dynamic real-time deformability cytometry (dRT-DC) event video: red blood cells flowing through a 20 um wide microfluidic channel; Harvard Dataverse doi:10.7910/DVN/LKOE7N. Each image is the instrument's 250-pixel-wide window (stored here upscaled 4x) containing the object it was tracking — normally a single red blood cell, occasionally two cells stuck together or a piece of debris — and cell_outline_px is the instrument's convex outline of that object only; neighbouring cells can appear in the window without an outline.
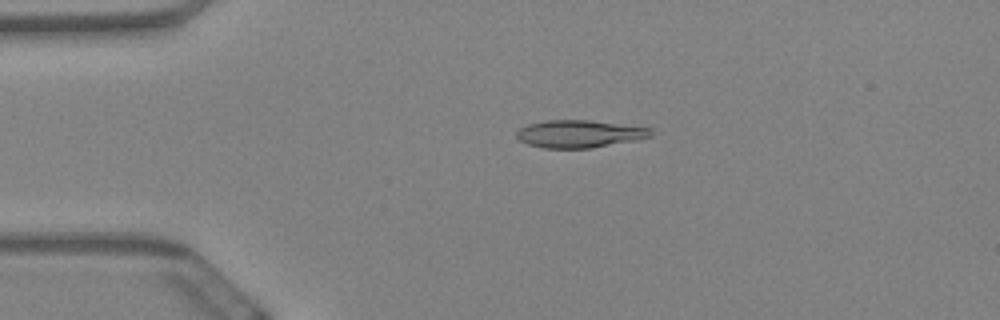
{"species": "Egyptian fruit bat (a non-hibernating species)", "species_latin": "Rousettus aegyptiacus", "temperature_condition": "warm", "stored_images_in_passage": 60, "camera_frame_rate_fps": 3000, "um_per_image_px": 0.085, "animal": {"sex": "female"}, "frame": {"image": 1, "passage_image": 13, "time_ms": 4.0, "image_size_px": [1000, 320], "cell_outline_px": [[652, 136], [636, 140], [592, 148], [544, 148], [528, 144], [520, 140], [516, 136], [516, 132], [520, 128], [528, 124], [544, 120], [588, 120], [652, 128]], "centroid_in_image_um": [49.24, 11.38], "position_along_channel_um": 35.8, "area_um2": 21.5}}
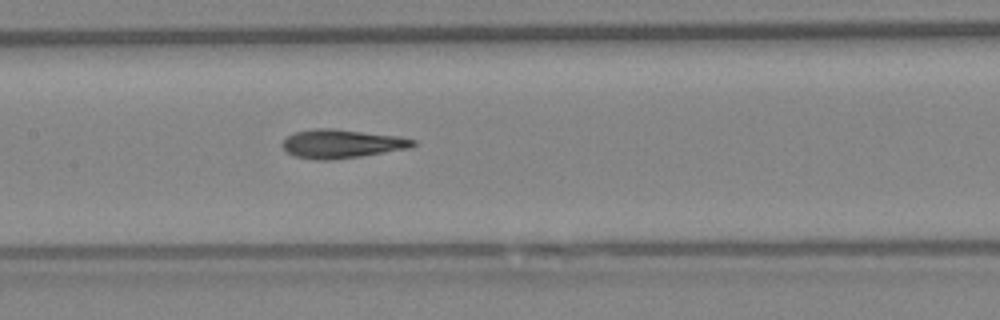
{"frame": {"image": 2, "passage_image": 29, "time_ms": 9.333, "image_size_px": [1000, 320], "cell_outline_px": [[416, 144], [412, 148], [360, 156], [332, 160], [316, 160], [296, 156], [288, 152], [280, 144], [288, 136], [296, 132], [316, 128], [336, 128], [400, 136], [416, 140]], "centroid_in_image_um": [29.09, 12.21], "position_along_channel_um": 178.3, "area_um2": 21.96}}
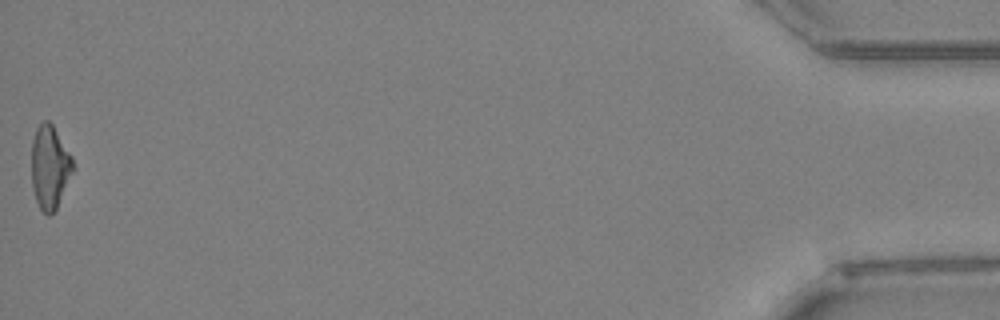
{"frame": {"image": 3, "passage_image": 60, "time_ms": 19.667, "image_size_px": [1000, 320], "cell_outline_px": [[76, 168], [56, 208], [48, 216], [40, 208], [36, 200], [32, 188], [32, 140], [36, 128], [44, 120], [48, 120], [52, 124], [72, 156]], "centroid_in_image_um": [4.25, 14.19], "position_along_channel_um": 430.9, "area_um2": 20.23}, "authors_computed_cell_mechanics": {"area_um2": 21.0681, "velocity_mm_per_s": 3.3944, "shape_relaxation_time_tau1_ms": 10.5423, "shape_relaxation_time_tau2_ms": 2.668, "deformation_change_tau1": 0.2502, "deformation_change_tau2": 0.1223}}